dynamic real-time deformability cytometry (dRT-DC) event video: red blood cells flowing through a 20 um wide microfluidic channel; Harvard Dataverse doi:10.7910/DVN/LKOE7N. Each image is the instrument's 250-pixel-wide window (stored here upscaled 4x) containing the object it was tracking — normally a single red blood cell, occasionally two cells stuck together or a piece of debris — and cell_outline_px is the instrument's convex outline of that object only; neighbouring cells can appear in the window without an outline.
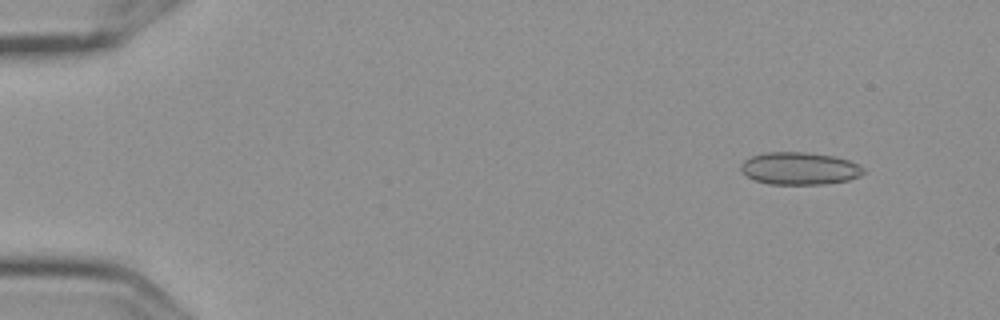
{"species": "Egyptian fruit bat (a non-hibernating species)", "species_latin": "Rousettus aegyptiacus", "temperature_condition": "cold", "stored_images_in_passage": 6, "camera_frame_rate_fps": 3000, "um_per_image_px": 0.085, "frame": {"image": 1, "passage_image": 2, "time_ms": 0.333, "image_size_px": [1000, 320], "cell_outline_px": [[864, 172], [860, 176], [848, 180], [824, 184], [768, 184], [756, 180], [748, 176], [740, 168], [740, 164], [744, 160], [752, 156], [764, 152], [808, 152], [832, 156], [848, 160], [864, 168]], "centroid_in_image_um": [67.95, 14.31], "position_along_channel_um": 17.0, "area_um2": 23.06}}
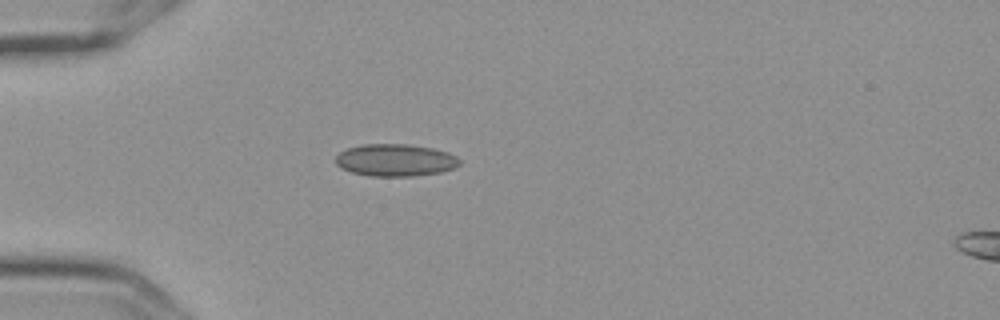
{"frame": {"image": 2, "passage_image": 5, "time_ms": 1.333, "image_size_px": [1000, 320], "cell_outline_px": [[460, 164], [452, 168], [440, 172], [412, 176], [368, 176], [352, 172], [340, 168], [336, 164], [336, 156], [340, 152], [348, 148], [364, 144], [408, 144], [432, 148], [448, 152], [456, 156], [460, 160]], "centroid_in_image_um": [33.59, 13.61], "position_along_channel_um": 51.4, "area_um2": 23.24}}